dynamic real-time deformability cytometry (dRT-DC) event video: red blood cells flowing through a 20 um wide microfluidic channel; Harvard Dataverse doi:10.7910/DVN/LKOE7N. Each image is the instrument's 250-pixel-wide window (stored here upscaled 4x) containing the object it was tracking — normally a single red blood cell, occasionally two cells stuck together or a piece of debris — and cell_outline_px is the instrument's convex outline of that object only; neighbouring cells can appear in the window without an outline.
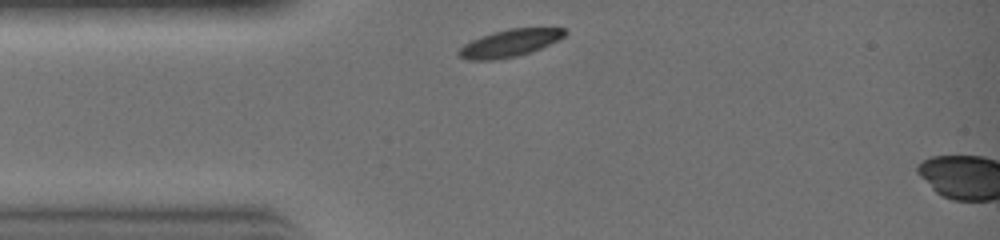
{"species": "common noctule bat (a hibernating species)", "species_latin": "Nyctalus noctula", "temperature_condition": "warm", "stored_images_in_passage": 3, "camera_frame_rate_fps": 3000, "um_per_image_px": 0.085, "animal": {"sex": "female", "body_mass_g": 19.0, "forearm_length_mm": 51.5}, "frame": {"image": 1, "passage_image": 1, "time_ms": 0.0, "image_size_px": [1000, 240], "cell_outline_px": [[568, 32], [564, 36], [540, 48], [516, 56], [496, 60], [468, 60], [460, 56], [456, 52], [464, 44], [480, 36], [492, 32], [508, 28], [564, 28]], "centroid_in_image_um": [43.28, 3.66], "position_along_channel_um": 41.7, "area_um2": 16.7}}